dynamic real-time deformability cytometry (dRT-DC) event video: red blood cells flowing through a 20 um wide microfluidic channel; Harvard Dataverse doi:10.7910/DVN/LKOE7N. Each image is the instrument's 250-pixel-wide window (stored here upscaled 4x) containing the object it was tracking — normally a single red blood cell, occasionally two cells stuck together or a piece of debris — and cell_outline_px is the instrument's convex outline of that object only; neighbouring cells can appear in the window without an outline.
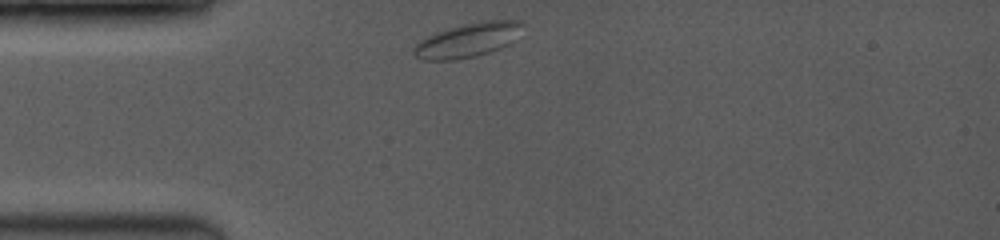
{"species": "common noctule bat (a hibernating species)", "species_latin": "Nyctalus noctula", "temperature_condition": "room temperature", "stored_images_in_passage": 7, "camera_frame_rate_fps": 3500, "um_per_image_px": 0.085, "animal": {"sex": "female", "body_mass_g": 19.0, "forearm_length_mm": 53.3}, "frame": {"image": 1, "passage_image": 1, "time_ms": 0.0, "image_size_px": [1000, 240], "cell_outline_px": [[524, 24], [508, 44], [500, 48], [488, 52], [472, 56], [452, 60], [424, 60], [416, 56], [412, 52], [412, 48], [420, 40], [436, 32], [464, 24], [480, 20], [520, 20]], "centroid_in_image_um": [39.72, 3.4], "position_along_channel_um": 45.3, "area_um2": 21.27}}